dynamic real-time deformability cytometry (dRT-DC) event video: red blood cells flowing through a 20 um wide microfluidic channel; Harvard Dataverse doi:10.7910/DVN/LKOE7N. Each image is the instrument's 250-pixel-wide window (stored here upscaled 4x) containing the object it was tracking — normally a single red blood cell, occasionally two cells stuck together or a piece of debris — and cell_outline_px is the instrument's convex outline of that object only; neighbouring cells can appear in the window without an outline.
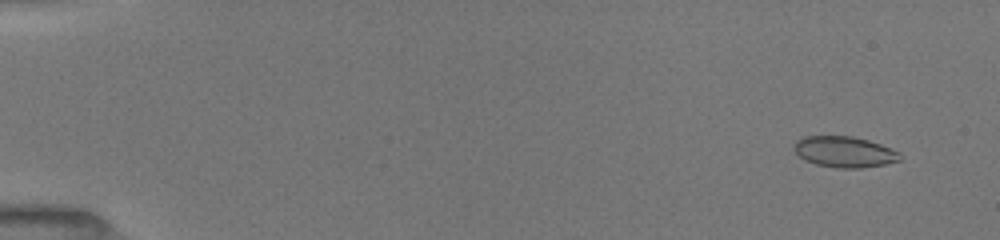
{"species": "common noctule bat (a hibernating species)", "species_latin": "Nyctalus noctula", "temperature_condition": "room temperature", "stored_images_in_passage": 17, "camera_frame_rate_fps": 3000, "um_per_image_px": 0.085, "animal": {"sex": "female", "body_mass_g": 19.5, "forearm_length_mm": 54.1}, "frame": {"image": 1, "passage_image": 3, "time_ms": 1.0, "image_size_px": [1000, 240], "cell_outline_px": [[900, 160], [884, 164], [860, 168], [836, 168], [816, 164], [804, 160], [792, 148], [796, 140], [804, 136], [852, 136], [868, 140], [892, 148], [900, 152]], "centroid_in_image_um": [71.76, 12.9], "position_along_channel_um": 13.2, "area_um2": 19.13}}
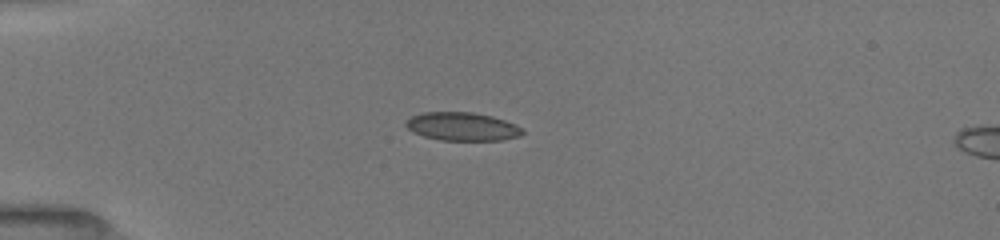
{"frame": {"image": 2, "passage_image": 11, "time_ms": 4.667, "image_size_px": [1000, 240], "cell_outline_px": [[524, 132], [520, 136], [504, 140], [440, 140], [424, 136], [412, 132], [404, 124], [412, 116], [420, 112], [472, 112], [492, 116], [516, 124]], "centroid_in_image_um": [39.29, 10.75], "position_along_channel_um": 45.7, "area_um2": 19.25}}
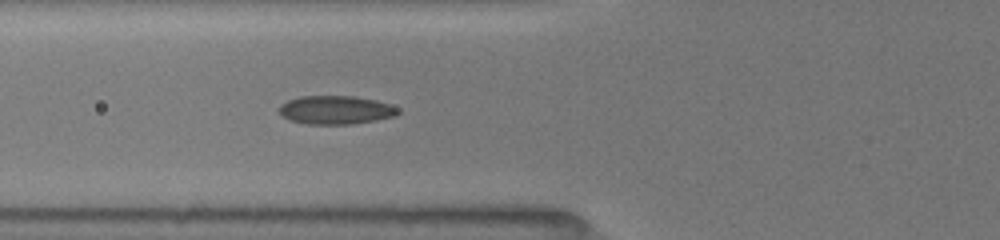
{"frame": {"image": 3, "passage_image": 16, "time_ms": 6.667, "image_size_px": [1000, 240], "cell_outline_px": [[400, 112], [396, 116], [376, 120], [352, 124], [308, 124], [288, 120], [280, 116], [280, 104], [288, 100], [300, 96], [356, 96], [376, 100], [400, 108]], "centroid_in_image_um": [28.54, 9.35], "position_along_channel_um": 97.3, "area_um2": 19.94}}